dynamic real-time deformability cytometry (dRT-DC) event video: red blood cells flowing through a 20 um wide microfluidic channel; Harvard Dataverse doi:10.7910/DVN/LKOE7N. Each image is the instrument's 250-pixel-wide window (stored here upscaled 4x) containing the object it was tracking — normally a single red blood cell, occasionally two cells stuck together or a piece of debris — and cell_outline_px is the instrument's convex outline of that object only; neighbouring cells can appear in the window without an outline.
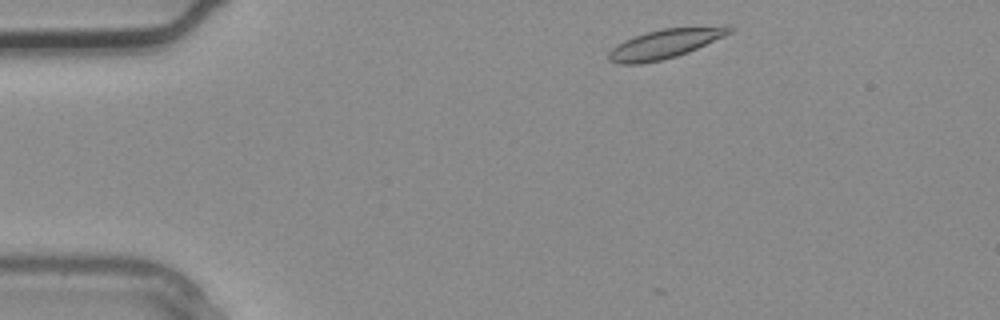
{"species": "common noctule bat (a hibernating species)", "species_latin": "Nyctalus noctula", "temperature_condition": "warm", "stored_images_in_passage": 2, "camera_frame_rate_fps": 3000, "um_per_image_px": 0.085, "animal": {"sex": "male", "body_mass_g": 20.4}, "frame": {"image": 1, "passage_image": 1, "time_ms": 0.0, "image_size_px": [1000, 320], "cell_outline_px": [[736, 28], [732, 32], [724, 36], [688, 52], [676, 56], [660, 60], [640, 64], [620, 64], [608, 60], [608, 52], [616, 44], [624, 40], [648, 32], [664, 28], [724, 24], [728, 24]], "centroid_in_image_um": [56.59, 3.69], "position_along_channel_um": 28.4, "area_um2": 20.87}}